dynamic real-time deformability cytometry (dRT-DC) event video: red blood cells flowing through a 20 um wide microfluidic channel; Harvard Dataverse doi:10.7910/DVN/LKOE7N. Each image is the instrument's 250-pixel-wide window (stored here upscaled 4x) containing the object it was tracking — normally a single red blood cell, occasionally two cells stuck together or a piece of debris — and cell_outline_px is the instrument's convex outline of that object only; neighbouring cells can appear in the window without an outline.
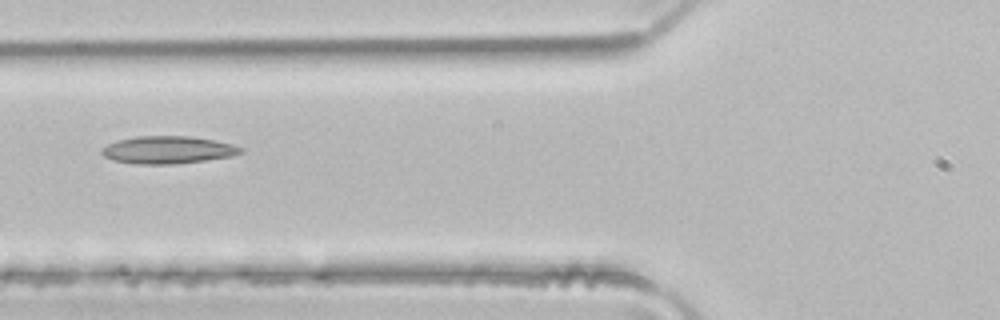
{"species": "common noctule bat (a hibernating species)", "species_latin": "Nyctalus noctula", "temperature_condition": "room temperature", "stored_images_in_passage": 6, "segment_of_instrument_passage": [1, 2], "camera_frame_rate_fps": 3000, "um_per_image_px": 0.085, "animal": {"sex": "male", "body_mass_g": 21.5, "forearm_length_mm": 52.0}, "frame": {"image": 1, "passage_image": 5, "time_ms": 1.333, "image_size_px": [1000, 320], "cell_outline_px": [[244, 152], [232, 156], [176, 164], [132, 164], [112, 160], [104, 156], [100, 152], [108, 144], [116, 140], [136, 136], [192, 136], [216, 140], [232, 144], [244, 148]], "centroid_in_image_um": [14.28, 12.74], "position_along_channel_um": 111.5, "area_um2": 22.48}}